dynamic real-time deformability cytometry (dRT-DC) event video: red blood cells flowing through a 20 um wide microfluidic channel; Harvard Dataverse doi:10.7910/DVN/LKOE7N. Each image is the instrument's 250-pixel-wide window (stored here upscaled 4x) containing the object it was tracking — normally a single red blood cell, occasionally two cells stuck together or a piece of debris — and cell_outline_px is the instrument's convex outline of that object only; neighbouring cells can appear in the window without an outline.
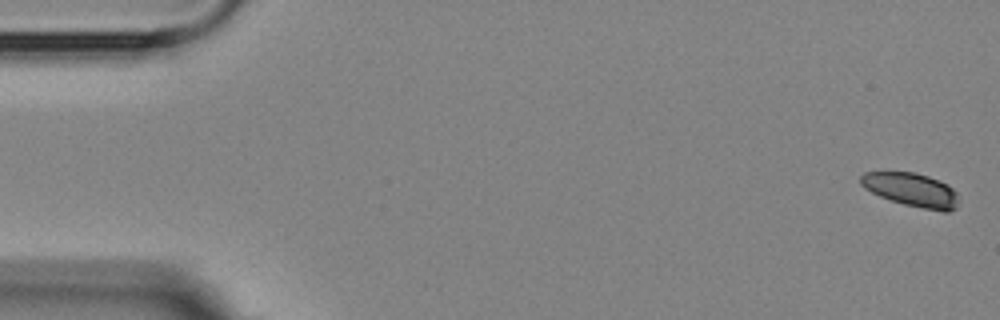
{"species": "Egyptian fruit bat (a non-hibernating species)", "species_latin": "Rousettus aegyptiacus", "temperature_condition": "room temperature", "stored_images_in_passage": 4, "camera_frame_rate_fps": 3000, "um_per_image_px": 0.085, "animal": {"sex": "female"}, "frame": {"image": 1, "passage_image": 1, "time_ms": 0.0, "image_size_px": [1000, 320], "cell_outline_px": [[956, 208], [948, 212], [944, 212], [904, 204], [880, 196], [864, 188], [860, 184], [860, 176], [864, 172], [916, 172], [940, 180], [948, 184], [956, 192]], "centroid_in_image_um": [77.46, 16.11], "position_along_channel_um": 7.5, "area_um2": 19.07}}